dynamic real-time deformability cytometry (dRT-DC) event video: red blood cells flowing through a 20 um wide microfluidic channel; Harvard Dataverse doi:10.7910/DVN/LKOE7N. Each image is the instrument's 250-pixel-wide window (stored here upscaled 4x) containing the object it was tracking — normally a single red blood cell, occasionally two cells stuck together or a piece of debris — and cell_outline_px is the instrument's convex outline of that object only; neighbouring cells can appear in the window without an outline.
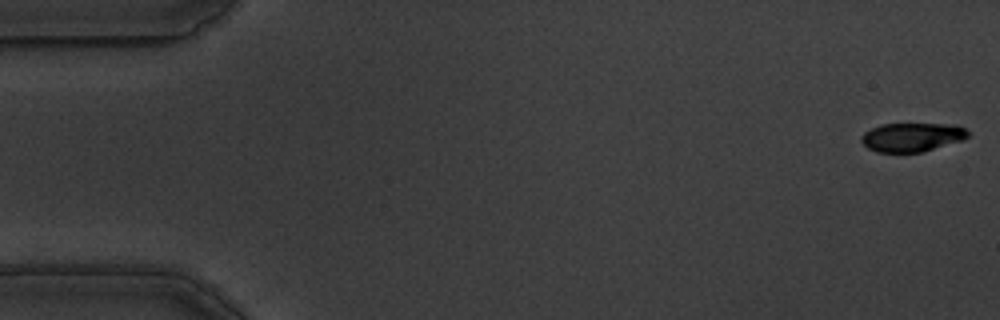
{"species": "common noctule bat (a hibernating species)", "species_latin": "Nyctalus noctula", "temperature_condition": "warm", "stored_images_in_passage": 58, "camera_frame_rate_fps": 3000, "um_per_image_px": 0.085, "animal": {"sex": "male", "body_mass_g": 19.5, "forearm_length_mm": 54.6}, "frame": {"image": 1, "passage_image": 1, "time_ms": 0.0, "image_size_px": [1000, 320], "cell_outline_px": [[968, 136], [964, 140], [920, 152], [876, 152], [868, 148], [860, 140], [860, 136], [864, 132], [880, 124], [956, 124], [964, 128], [968, 132]], "centroid_in_image_um": [77.51, 11.65], "position_along_channel_um": 7.5, "area_um2": 17.92}}
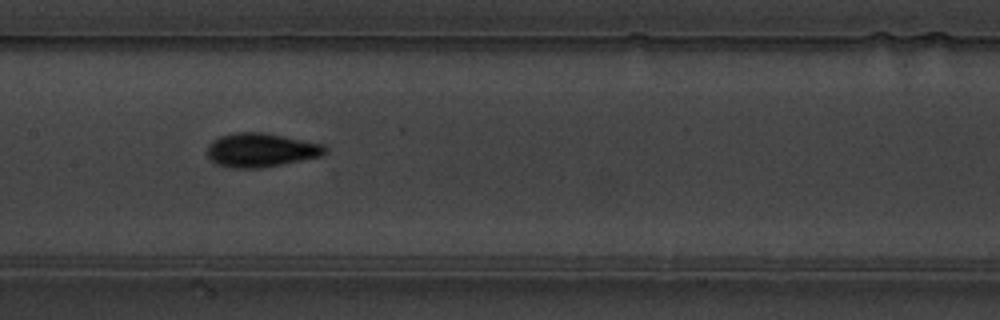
{"frame": {"image": 2, "passage_image": 28, "time_ms": 9.0, "image_size_px": [1000, 320], "cell_outline_px": [[328, 152], [320, 156], [260, 168], [236, 168], [216, 164], [208, 156], [208, 144], [212, 140], [220, 136], [232, 132], [260, 132], [284, 136], [324, 144], [328, 148]], "centroid_in_image_um": [22.18, 12.74], "position_along_channel_um": 185.2, "area_um2": 23.18}}
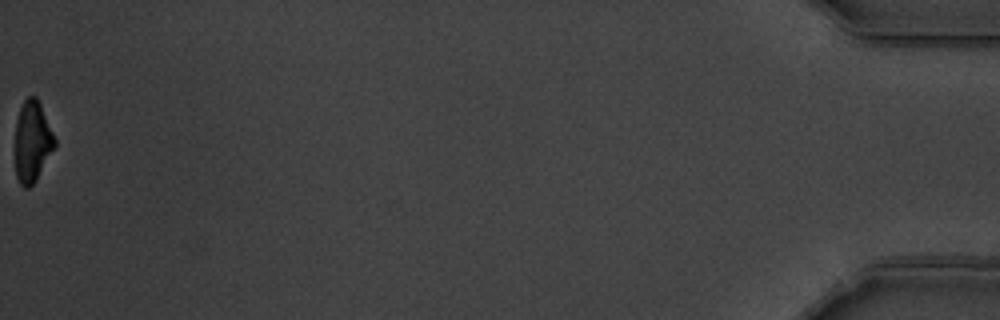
{"frame": {"image": 3, "passage_image": 58, "time_ms": 19.0, "image_size_px": [1000, 320], "cell_outline_px": [[56, 148], [36, 180], [28, 188], [24, 188], [20, 184], [16, 176], [16, 120], [20, 108], [24, 100], [28, 96], [36, 96], [40, 104], [56, 140]], "centroid_in_image_um": [2.76, 12.05], "position_along_channel_um": 432.4, "area_um2": 18.67}, "authors_computed_cell_mechanics": {"area_um2": 20.808, "velocity_mm_per_s": 3.5006, "shape_relaxation_time_tau1_ms": 2.9308, "shape_relaxation_time_tau2_ms": 2.4551, "deformation_change_tau1": 0.144, "deformation_change_tau2": 0.0688}}